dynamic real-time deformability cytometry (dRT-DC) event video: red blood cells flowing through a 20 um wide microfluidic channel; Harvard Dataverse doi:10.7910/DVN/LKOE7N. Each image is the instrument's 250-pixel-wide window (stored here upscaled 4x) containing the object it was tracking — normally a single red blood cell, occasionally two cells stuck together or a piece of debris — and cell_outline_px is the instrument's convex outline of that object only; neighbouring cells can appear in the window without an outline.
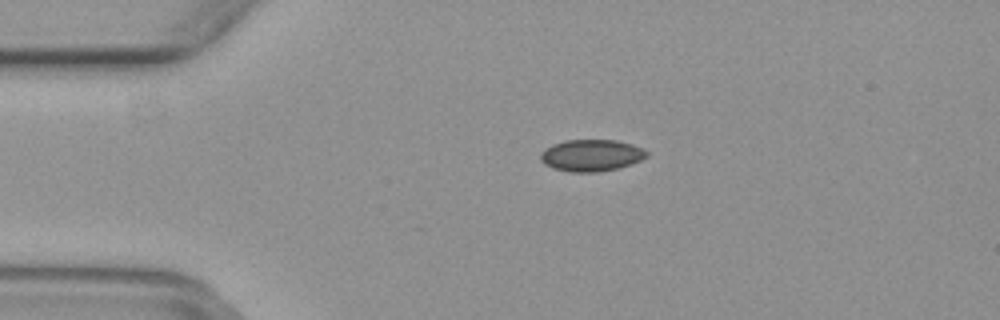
{"species": "common noctule bat (a hibernating species)", "species_latin": "Nyctalus noctula", "temperature_condition": "warm", "stored_images_in_passage": 50, "camera_frame_rate_fps": 3000, "um_per_image_px": 0.085, "animal": {"sex": "female", "body_mass_g": 29.2, "forearm_length_mm": 56.3}, "frame": {"image": 1, "passage_image": 11, "time_ms": 3.333, "image_size_px": [1000, 320], "cell_outline_px": [[648, 156], [632, 164], [616, 168], [596, 172], [568, 172], [552, 168], [544, 164], [540, 160], [540, 152], [544, 148], [552, 144], [564, 140], [616, 140], [632, 144], [648, 152]], "centroid_in_image_um": [50.21, 13.2], "position_along_channel_um": 34.8, "area_um2": 19.77}}
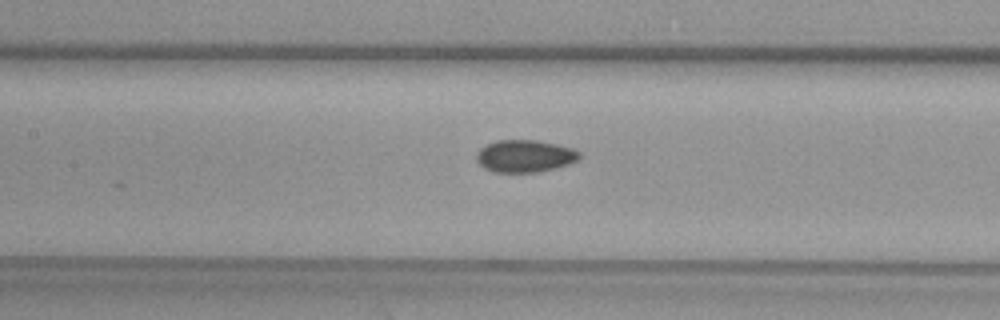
{"frame": {"image": 2, "passage_image": 23, "time_ms": 7.333, "image_size_px": [1000, 320], "cell_outline_px": [[580, 156], [576, 160], [568, 164], [556, 168], [536, 172], [492, 172], [484, 168], [476, 160], [476, 152], [484, 144], [496, 140], [536, 140], [556, 144], [572, 148], [580, 152]], "centroid_in_image_um": [44.56, 13.26], "position_along_channel_um": 162.8, "area_um2": 19.48}}
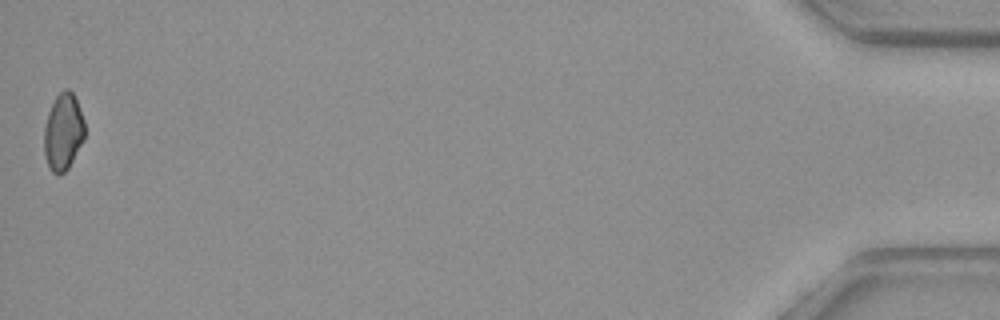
{"frame": {"image": 3, "passage_image": 50, "time_ms": 16.333, "image_size_px": [1000, 320], "cell_outline_px": [[84, 140], [68, 168], [60, 176], [56, 176], [48, 168], [44, 152], [44, 128], [48, 112], [56, 96], [64, 88], [68, 88], [72, 92], [76, 100], [84, 120]], "centroid_in_image_um": [5.36, 11.24], "position_along_channel_um": 429.8, "area_um2": 18.32}}